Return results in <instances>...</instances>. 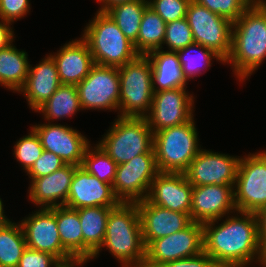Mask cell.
<instances>
[{"instance_id":"1f68e13d","label":"cell","mask_w":266,"mask_h":267,"mask_svg":"<svg viewBox=\"0 0 266 267\" xmlns=\"http://www.w3.org/2000/svg\"><path fill=\"white\" fill-rule=\"evenodd\" d=\"M195 52L193 54L192 52ZM191 52V53H190ZM179 61L183 70L184 77L189 82V79L199 77L205 69L207 70L212 65V59L225 65V61L220 55L210 48H206L198 43H193L185 48L177 51Z\"/></svg>"},{"instance_id":"4dcf8cb0","label":"cell","mask_w":266,"mask_h":267,"mask_svg":"<svg viewBox=\"0 0 266 267\" xmlns=\"http://www.w3.org/2000/svg\"><path fill=\"white\" fill-rule=\"evenodd\" d=\"M148 6V1L126 2L112 6L106 13L114 20L121 32L135 43L143 13Z\"/></svg>"},{"instance_id":"83f0119b","label":"cell","mask_w":266,"mask_h":267,"mask_svg":"<svg viewBox=\"0 0 266 267\" xmlns=\"http://www.w3.org/2000/svg\"><path fill=\"white\" fill-rule=\"evenodd\" d=\"M62 246L74 257L83 259V234L78 212L66 206L55 207Z\"/></svg>"},{"instance_id":"484cf974","label":"cell","mask_w":266,"mask_h":267,"mask_svg":"<svg viewBox=\"0 0 266 267\" xmlns=\"http://www.w3.org/2000/svg\"><path fill=\"white\" fill-rule=\"evenodd\" d=\"M29 62L27 52L13 43L0 50V86L18 93L28 76Z\"/></svg>"},{"instance_id":"f35d334b","label":"cell","mask_w":266,"mask_h":267,"mask_svg":"<svg viewBox=\"0 0 266 267\" xmlns=\"http://www.w3.org/2000/svg\"><path fill=\"white\" fill-rule=\"evenodd\" d=\"M62 262L47 252L26 248L17 267H59Z\"/></svg>"},{"instance_id":"74e56055","label":"cell","mask_w":266,"mask_h":267,"mask_svg":"<svg viewBox=\"0 0 266 267\" xmlns=\"http://www.w3.org/2000/svg\"><path fill=\"white\" fill-rule=\"evenodd\" d=\"M65 165L64 161L58 155L43 150L41 156L26 173L29 178H39L49 175Z\"/></svg>"},{"instance_id":"7c38bea8","label":"cell","mask_w":266,"mask_h":267,"mask_svg":"<svg viewBox=\"0 0 266 267\" xmlns=\"http://www.w3.org/2000/svg\"><path fill=\"white\" fill-rule=\"evenodd\" d=\"M120 77L118 67L95 64L76 85L82 110H119Z\"/></svg>"},{"instance_id":"52a82bcc","label":"cell","mask_w":266,"mask_h":267,"mask_svg":"<svg viewBox=\"0 0 266 267\" xmlns=\"http://www.w3.org/2000/svg\"><path fill=\"white\" fill-rule=\"evenodd\" d=\"M120 98L118 116L145 117L152 106L151 62L146 55L118 67Z\"/></svg>"},{"instance_id":"ac0fdd59","label":"cell","mask_w":266,"mask_h":267,"mask_svg":"<svg viewBox=\"0 0 266 267\" xmlns=\"http://www.w3.org/2000/svg\"><path fill=\"white\" fill-rule=\"evenodd\" d=\"M120 203L111 184L99 180L81 166L75 169L66 207L71 209L96 206L116 207Z\"/></svg>"},{"instance_id":"d4e9b609","label":"cell","mask_w":266,"mask_h":267,"mask_svg":"<svg viewBox=\"0 0 266 267\" xmlns=\"http://www.w3.org/2000/svg\"><path fill=\"white\" fill-rule=\"evenodd\" d=\"M114 207H84L78 212L83 234V259H92L101 248L106 231L107 219Z\"/></svg>"},{"instance_id":"60d3db41","label":"cell","mask_w":266,"mask_h":267,"mask_svg":"<svg viewBox=\"0 0 266 267\" xmlns=\"http://www.w3.org/2000/svg\"><path fill=\"white\" fill-rule=\"evenodd\" d=\"M161 267H219L204 251L196 256L177 259Z\"/></svg>"},{"instance_id":"cb8c5ba5","label":"cell","mask_w":266,"mask_h":267,"mask_svg":"<svg viewBox=\"0 0 266 267\" xmlns=\"http://www.w3.org/2000/svg\"><path fill=\"white\" fill-rule=\"evenodd\" d=\"M146 56L151 62L153 92L187 88L188 82L184 77L177 52L156 49Z\"/></svg>"},{"instance_id":"277c9868","label":"cell","mask_w":266,"mask_h":267,"mask_svg":"<svg viewBox=\"0 0 266 267\" xmlns=\"http://www.w3.org/2000/svg\"><path fill=\"white\" fill-rule=\"evenodd\" d=\"M95 13L81 34L95 64L120 67L139 56L132 43L106 12Z\"/></svg>"},{"instance_id":"5b68a950","label":"cell","mask_w":266,"mask_h":267,"mask_svg":"<svg viewBox=\"0 0 266 267\" xmlns=\"http://www.w3.org/2000/svg\"><path fill=\"white\" fill-rule=\"evenodd\" d=\"M194 119L154 133L153 148L159 172L184 173L202 149Z\"/></svg>"},{"instance_id":"d590c367","label":"cell","mask_w":266,"mask_h":267,"mask_svg":"<svg viewBox=\"0 0 266 267\" xmlns=\"http://www.w3.org/2000/svg\"><path fill=\"white\" fill-rule=\"evenodd\" d=\"M234 23L252 4L250 0H193Z\"/></svg>"},{"instance_id":"d6986e66","label":"cell","mask_w":266,"mask_h":267,"mask_svg":"<svg viewBox=\"0 0 266 267\" xmlns=\"http://www.w3.org/2000/svg\"><path fill=\"white\" fill-rule=\"evenodd\" d=\"M192 188L184 173L159 172L146 199L154 205L190 214Z\"/></svg>"},{"instance_id":"ee69618b","label":"cell","mask_w":266,"mask_h":267,"mask_svg":"<svg viewBox=\"0 0 266 267\" xmlns=\"http://www.w3.org/2000/svg\"><path fill=\"white\" fill-rule=\"evenodd\" d=\"M255 216L257 218L258 233H266V208L257 211Z\"/></svg>"},{"instance_id":"7a4b0ae2","label":"cell","mask_w":266,"mask_h":267,"mask_svg":"<svg viewBox=\"0 0 266 267\" xmlns=\"http://www.w3.org/2000/svg\"><path fill=\"white\" fill-rule=\"evenodd\" d=\"M266 59V0L253 2L233 23L232 48L225 64L241 81L248 80Z\"/></svg>"},{"instance_id":"2e32d148","label":"cell","mask_w":266,"mask_h":267,"mask_svg":"<svg viewBox=\"0 0 266 267\" xmlns=\"http://www.w3.org/2000/svg\"><path fill=\"white\" fill-rule=\"evenodd\" d=\"M30 128L39 136L44 150L58 155L65 164L81 166L85 151L91 144L81 132L70 126L46 121Z\"/></svg>"},{"instance_id":"44dd1931","label":"cell","mask_w":266,"mask_h":267,"mask_svg":"<svg viewBox=\"0 0 266 267\" xmlns=\"http://www.w3.org/2000/svg\"><path fill=\"white\" fill-rule=\"evenodd\" d=\"M77 167L73 164H66L49 175L30 178L28 189L30 202L38 208L65 206Z\"/></svg>"},{"instance_id":"f1b7e54d","label":"cell","mask_w":266,"mask_h":267,"mask_svg":"<svg viewBox=\"0 0 266 267\" xmlns=\"http://www.w3.org/2000/svg\"><path fill=\"white\" fill-rule=\"evenodd\" d=\"M166 22L148 6L142 16L137 41L134 43L139 55L163 49Z\"/></svg>"},{"instance_id":"4316f807","label":"cell","mask_w":266,"mask_h":267,"mask_svg":"<svg viewBox=\"0 0 266 267\" xmlns=\"http://www.w3.org/2000/svg\"><path fill=\"white\" fill-rule=\"evenodd\" d=\"M82 110L76 85L61 84L54 94L34 112L42 113L45 121L72 117Z\"/></svg>"},{"instance_id":"7bdbcfd3","label":"cell","mask_w":266,"mask_h":267,"mask_svg":"<svg viewBox=\"0 0 266 267\" xmlns=\"http://www.w3.org/2000/svg\"><path fill=\"white\" fill-rule=\"evenodd\" d=\"M132 1H148V0H97V2H100L99 5L101 4L100 8L97 11L106 12L108 9H110L114 5H117L120 3L132 2Z\"/></svg>"},{"instance_id":"3957f363","label":"cell","mask_w":266,"mask_h":267,"mask_svg":"<svg viewBox=\"0 0 266 267\" xmlns=\"http://www.w3.org/2000/svg\"><path fill=\"white\" fill-rule=\"evenodd\" d=\"M107 248L122 267H143L146 247L143 242L137 203L121 202L108 216L104 242L92 259Z\"/></svg>"},{"instance_id":"9c48e42d","label":"cell","mask_w":266,"mask_h":267,"mask_svg":"<svg viewBox=\"0 0 266 267\" xmlns=\"http://www.w3.org/2000/svg\"><path fill=\"white\" fill-rule=\"evenodd\" d=\"M186 19L195 43L210 48L225 61L232 48L233 23L191 0Z\"/></svg>"},{"instance_id":"9a60e30c","label":"cell","mask_w":266,"mask_h":267,"mask_svg":"<svg viewBox=\"0 0 266 267\" xmlns=\"http://www.w3.org/2000/svg\"><path fill=\"white\" fill-rule=\"evenodd\" d=\"M21 220L28 248L47 252L61 262L75 259L63 246L55 217V207L40 208Z\"/></svg>"},{"instance_id":"ba28073f","label":"cell","mask_w":266,"mask_h":267,"mask_svg":"<svg viewBox=\"0 0 266 267\" xmlns=\"http://www.w3.org/2000/svg\"><path fill=\"white\" fill-rule=\"evenodd\" d=\"M234 202L241 212L256 213L266 208V150L240 158Z\"/></svg>"},{"instance_id":"e0dca14e","label":"cell","mask_w":266,"mask_h":267,"mask_svg":"<svg viewBox=\"0 0 266 267\" xmlns=\"http://www.w3.org/2000/svg\"><path fill=\"white\" fill-rule=\"evenodd\" d=\"M236 211L234 186H193L190 210L192 221L204 224Z\"/></svg>"},{"instance_id":"f546056e","label":"cell","mask_w":266,"mask_h":267,"mask_svg":"<svg viewBox=\"0 0 266 267\" xmlns=\"http://www.w3.org/2000/svg\"><path fill=\"white\" fill-rule=\"evenodd\" d=\"M27 248L20 222L10 219L0 226V265L17 267L24 250Z\"/></svg>"},{"instance_id":"bcb514c9","label":"cell","mask_w":266,"mask_h":267,"mask_svg":"<svg viewBox=\"0 0 266 267\" xmlns=\"http://www.w3.org/2000/svg\"><path fill=\"white\" fill-rule=\"evenodd\" d=\"M91 261L92 259H73L67 262H62L59 267H82L84 264H86L88 261Z\"/></svg>"},{"instance_id":"4fadbf2b","label":"cell","mask_w":266,"mask_h":267,"mask_svg":"<svg viewBox=\"0 0 266 267\" xmlns=\"http://www.w3.org/2000/svg\"><path fill=\"white\" fill-rule=\"evenodd\" d=\"M187 88L153 93L152 106L145 116L153 133L187 123L194 117V99Z\"/></svg>"},{"instance_id":"b9f144b4","label":"cell","mask_w":266,"mask_h":267,"mask_svg":"<svg viewBox=\"0 0 266 267\" xmlns=\"http://www.w3.org/2000/svg\"><path fill=\"white\" fill-rule=\"evenodd\" d=\"M0 50L15 42L14 30L11 23L0 18Z\"/></svg>"},{"instance_id":"8992f818","label":"cell","mask_w":266,"mask_h":267,"mask_svg":"<svg viewBox=\"0 0 266 267\" xmlns=\"http://www.w3.org/2000/svg\"><path fill=\"white\" fill-rule=\"evenodd\" d=\"M111 124L97 144L118 165L137 155L154 152V133L145 117L118 116Z\"/></svg>"},{"instance_id":"e575fe53","label":"cell","mask_w":266,"mask_h":267,"mask_svg":"<svg viewBox=\"0 0 266 267\" xmlns=\"http://www.w3.org/2000/svg\"><path fill=\"white\" fill-rule=\"evenodd\" d=\"M193 43L195 41L186 18L166 23L163 45L166 44L168 51L177 52Z\"/></svg>"},{"instance_id":"ab89813d","label":"cell","mask_w":266,"mask_h":267,"mask_svg":"<svg viewBox=\"0 0 266 267\" xmlns=\"http://www.w3.org/2000/svg\"><path fill=\"white\" fill-rule=\"evenodd\" d=\"M30 0H0V18L10 22L24 18L29 13Z\"/></svg>"},{"instance_id":"6da1fadb","label":"cell","mask_w":266,"mask_h":267,"mask_svg":"<svg viewBox=\"0 0 266 267\" xmlns=\"http://www.w3.org/2000/svg\"><path fill=\"white\" fill-rule=\"evenodd\" d=\"M234 214L227 215L225 220L202 224L204 252L219 267H248L260 260L261 244L255 213L236 211Z\"/></svg>"},{"instance_id":"8fae6325","label":"cell","mask_w":266,"mask_h":267,"mask_svg":"<svg viewBox=\"0 0 266 267\" xmlns=\"http://www.w3.org/2000/svg\"><path fill=\"white\" fill-rule=\"evenodd\" d=\"M203 251V225L193 221L181 231L153 240L146 247L143 267H161L177 259L196 256Z\"/></svg>"},{"instance_id":"7dc6e473","label":"cell","mask_w":266,"mask_h":267,"mask_svg":"<svg viewBox=\"0 0 266 267\" xmlns=\"http://www.w3.org/2000/svg\"><path fill=\"white\" fill-rule=\"evenodd\" d=\"M4 211V205L2 199L0 198V226L4 225L9 220V218H7V216L5 215Z\"/></svg>"},{"instance_id":"d6a6232c","label":"cell","mask_w":266,"mask_h":267,"mask_svg":"<svg viewBox=\"0 0 266 267\" xmlns=\"http://www.w3.org/2000/svg\"><path fill=\"white\" fill-rule=\"evenodd\" d=\"M90 144L84 154L81 167L99 180L113 184L118 164L96 143Z\"/></svg>"},{"instance_id":"c3c4849f","label":"cell","mask_w":266,"mask_h":267,"mask_svg":"<svg viewBox=\"0 0 266 267\" xmlns=\"http://www.w3.org/2000/svg\"><path fill=\"white\" fill-rule=\"evenodd\" d=\"M250 1H251V2L253 3V2H257V1H260V0H250Z\"/></svg>"},{"instance_id":"ffe728a7","label":"cell","mask_w":266,"mask_h":267,"mask_svg":"<svg viewBox=\"0 0 266 267\" xmlns=\"http://www.w3.org/2000/svg\"><path fill=\"white\" fill-rule=\"evenodd\" d=\"M136 203L145 247L153 240L181 231L193 222L190 214L154 205L147 199Z\"/></svg>"},{"instance_id":"836d02e7","label":"cell","mask_w":266,"mask_h":267,"mask_svg":"<svg viewBox=\"0 0 266 267\" xmlns=\"http://www.w3.org/2000/svg\"><path fill=\"white\" fill-rule=\"evenodd\" d=\"M28 135L23 136L14 144V157L27 172L41 156L43 147L39 136L30 128Z\"/></svg>"},{"instance_id":"7402d4cb","label":"cell","mask_w":266,"mask_h":267,"mask_svg":"<svg viewBox=\"0 0 266 267\" xmlns=\"http://www.w3.org/2000/svg\"><path fill=\"white\" fill-rule=\"evenodd\" d=\"M49 55L56 64L61 84H79L95 65L88 44L81 37L65 43Z\"/></svg>"},{"instance_id":"603a6c76","label":"cell","mask_w":266,"mask_h":267,"mask_svg":"<svg viewBox=\"0 0 266 267\" xmlns=\"http://www.w3.org/2000/svg\"><path fill=\"white\" fill-rule=\"evenodd\" d=\"M60 85L56 64L50 55H46L34 67L30 64L25 84L18 93H23L29 108L35 111L54 94Z\"/></svg>"},{"instance_id":"5bb4252c","label":"cell","mask_w":266,"mask_h":267,"mask_svg":"<svg viewBox=\"0 0 266 267\" xmlns=\"http://www.w3.org/2000/svg\"><path fill=\"white\" fill-rule=\"evenodd\" d=\"M240 158L201 149L184 174L192 186H234Z\"/></svg>"},{"instance_id":"f6af8a7d","label":"cell","mask_w":266,"mask_h":267,"mask_svg":"<svg viewBox=\"0 0 266 267\" xmlns=\"http://www.w3.org/2000/svg\"><path fill=\"white\" fill-rule=\"evenodd\" d=\"M258 237L261 244V254L258 265L266 267V233H258Z\"/></svg>"},{"instance_id":"30bf717a","label":"cell","mask_w":266,"mask_h":267,"mask_svg":"<svg viewBox=\"0 0 266 267\" xmlns=\"http://www.w3.org/2000/svg\"><path fill=\"white\" fill-rule=\"evenodd\" d=\"M158 173L155 152L137 155L129 162L118 165L112 184L115 196L124 203L146 199Z\"/></svg>"},{"instance_id":"8d00e7d4","label":"cell","mask_w":266,"mask_h":267,"mask_svg":"<svg viewBox=\"0 0 266 267\" xmlns=\"http://www.w3.org/2000/svg\"><path fill=\"white\" fill-rule=\"evenodd\" d=\"M191 0H148L149 6L166 22L186 18Z\"/></svg>"}]
</instances>
